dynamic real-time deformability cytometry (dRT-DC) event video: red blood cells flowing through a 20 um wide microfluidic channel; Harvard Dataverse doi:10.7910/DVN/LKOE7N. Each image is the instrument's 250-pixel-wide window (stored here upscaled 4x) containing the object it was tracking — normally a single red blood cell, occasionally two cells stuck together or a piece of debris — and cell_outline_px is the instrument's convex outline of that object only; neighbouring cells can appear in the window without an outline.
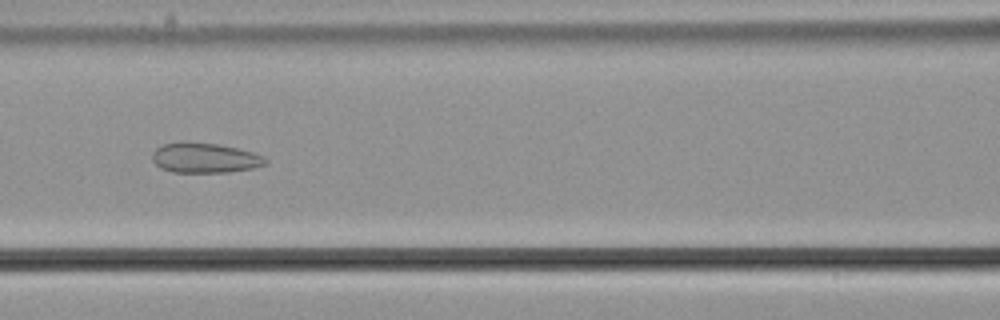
{"species": "common noctule bat (a hibernating species)", "species_latin": "Nyctalus noctula", "temperature_condition": "cold", "stored_images_in_passage": 49, "camera_frame_rate_fps": 3000, "um_per_image_px": 0.085, "animal": {"sex": "male", "body_mass_g": 21.5, "forearm_length_mm": 52.0}, "frame": {"image": 1, "passage_image": 25, "time_ms": 8.0, "image_size_px": [1000, 320], "cell_outline_px": [[268, 164], [252, 168], [228, 172], [172, 172], [160, 168], [152, 160], [152, 152], [160, 144], [180, 140], [188, 140], [216, 144], [236, 148], [252, 152], [264, 156], [268, 160]], "centroid_in_image_um": [17.36, 13.39], "position_along_channel_um": 149.2, "area_um2": 20.23}}
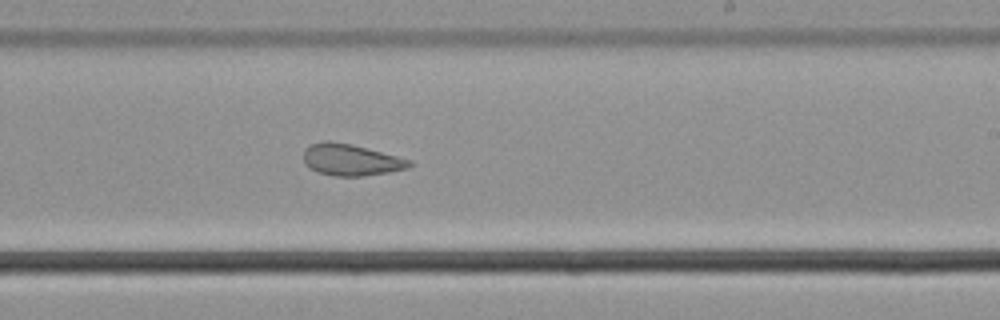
{"frame": {"image": 2, "passage_image": 34, "time_ms": 11.0, "image_size_px": [1000, 320], "cell_outline_px": [[412, 164], [408, 168], [388, 172], [364, 176], [336, 176], [320, 172], [308, 168], [304, 164], [304, 148], [312, 144], [324, 140], [328, 140], [352, 144], [412, 160]], "centroid_in_image_um": [29.81, 13.58], "position_along_channel_um": 259.2, "area_um2": 19.48}}
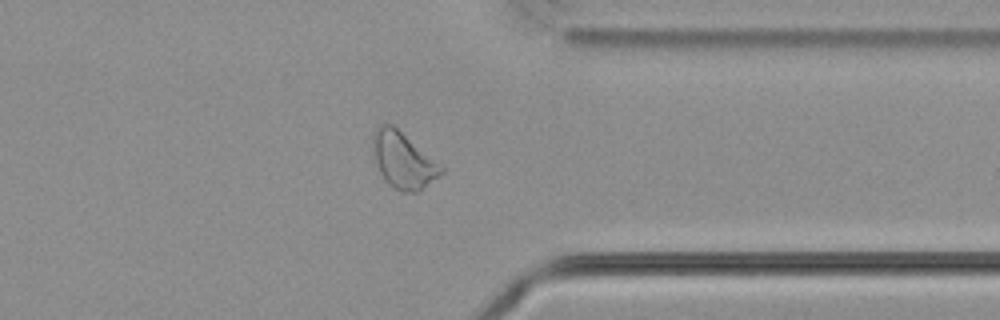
{"frame": {"image": 3, "passage_image": 44, "time_ms": 14.333, "image_size_px": [1000, 320], "cell_outline_px": [[444, 172], [440, 176], [420, 192], [400, 192], [388, 184], [384, 180], [380, 172], [372, 152], [372, 132], [384, 120], [392, 124], [444, 168]], "centroid_in_image_um": [34.24, 13.62], "position_along_channel_um": 377.2, "area_um2": 22.54}, "authors_computed_cell_mechanics": {"area_um2": 22.542, "velocity_mm_per_s": 3.6737, "shape_relaxation_time_tau1_ms": null, "shape_relaxation_time_tau2_ms": 2.306, "deformation_change_tau1": null, "deformation_change_tau2": 0.0825}}